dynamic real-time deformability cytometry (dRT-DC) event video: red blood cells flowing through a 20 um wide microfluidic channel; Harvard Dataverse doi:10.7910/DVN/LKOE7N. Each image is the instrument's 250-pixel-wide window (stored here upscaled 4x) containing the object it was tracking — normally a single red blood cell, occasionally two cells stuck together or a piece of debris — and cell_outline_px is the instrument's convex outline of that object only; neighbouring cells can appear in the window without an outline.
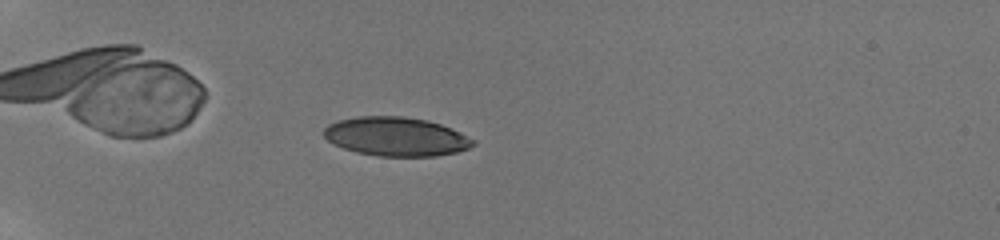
{"species": "human", "species_latin": "Homo sapiens", "temperature_condition": "room temperature", "stored_images_in_passage": 47, "camera_frame_rate_fps": 3000, "um_per_image_px": 0.085, "donor": {"sex": "male"}, "frame": {"image": 1, "passage_image": 11, "time_ms": 5.667, "image_size_px": [1000, 240], "cell_outline_px": [[476, 144], [468, 148], [456, 152], [436, 156], [380, 156], [356, 152], [344, 148], [328, 140], [324, 136], [324, 128], [328, 124], [340, 120], [360, 116], [404, 116], [428, 120], [440, 124], [460, 132], [476, 140]], "centroid_in_image_um": [33.69, 11.6], "position_along_channel_um": 51.3, "area_um2": 33.76}}
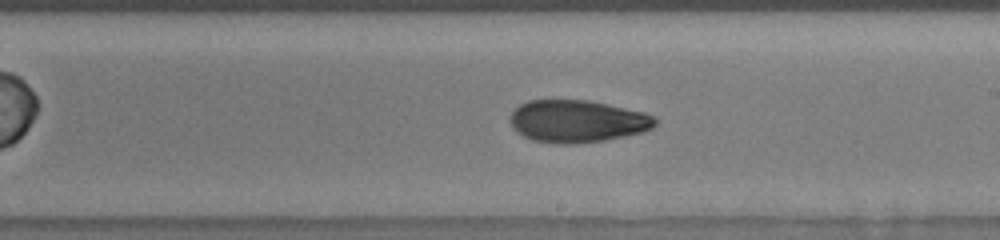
{"frame": {"image": 2, "passage_image": 28, "time_ms": 11.667, "image_size_px": [1000, 240], "cell_outline_px": [[656, 124], [652, 128], [644, 132], [604, 140], [572, 144], [564, 144], [532, 140], [524, 136], [512, 128], [512, 112], [520, 104], [528, 100], [588, 100], [644, 112], [656, 116]], "centroid_in_image_um": [49.1, 10.3], "position_along_channel_um": 239.9, "area_um2": 35.6}}
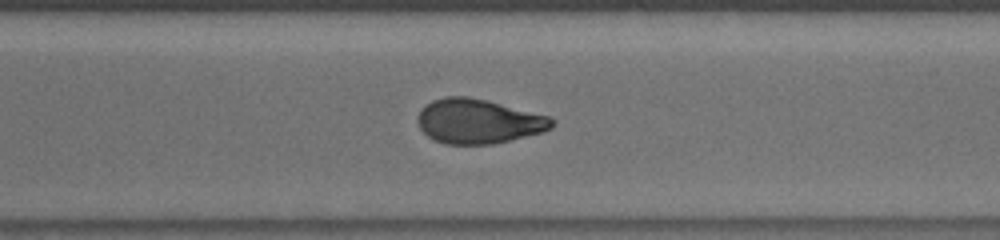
{"frame": {"image": 3, "passage_image": 35, "time_ms": 14.0, "image_size_px": [1000, 240], "cell_outline_px": [[556, 124], [552, 128], [544, 132], [492, 144], [444, 144], [428, 136], [420, 128], [416, 120], [420, 112], [432, 100], [444, 96], [468, 96], [552, 116], [556, 120]], "centroid_in_image_um": [40.72, 10.31], "position_along_channel_um": 329.9, "area_um2": 34.91}, "authors_computed_cell_mechanics": {"area_um2": 34.969, "velocity_mm_per_s": 3.8671, "shape_relaxation_time_tau1_ms": 7.9991, "shape_relaxation_time_tau2_ms": 2.4615, "deformation_change_tau1": 0.2099, "deformation_change_tau2": 0.0797}}